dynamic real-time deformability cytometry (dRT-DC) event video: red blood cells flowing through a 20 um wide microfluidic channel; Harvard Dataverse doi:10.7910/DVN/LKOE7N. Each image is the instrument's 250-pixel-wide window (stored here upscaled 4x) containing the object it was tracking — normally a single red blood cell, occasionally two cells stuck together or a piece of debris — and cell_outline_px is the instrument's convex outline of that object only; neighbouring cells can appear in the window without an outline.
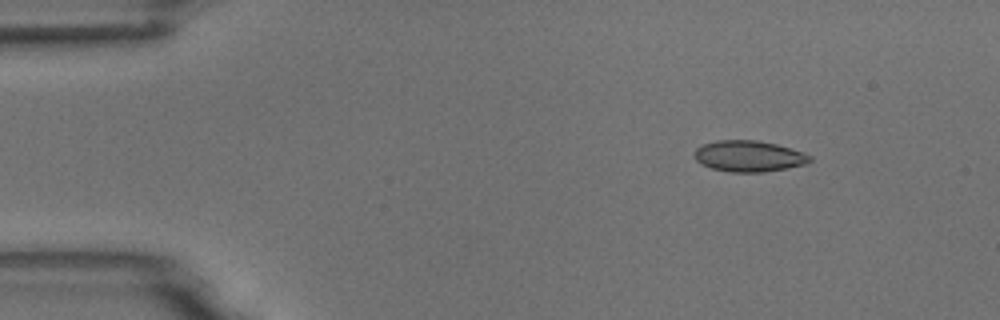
{"species": "common noctule bat (a hibernating species)", "species_latin": "Nyctalus noctula", "temperature_condition": "room temperature", "stored_images_in_passage": 6, "camera_frame_rate_fps": 3000, "um_per_image_px": 0.085, "animal": {"sex": "male", "body_mass_g": 18.8}, "frame": {"image": 1, "passage_image": 2, "time_ms": 1.0, "image_size_px": [1000, 320], "cell_outline_px": [[812, 160], [804, 164], [764, 172], [728, 172], [712, 168], [700, 164], [692, 156], [696, 148], [704, 144], [716, 140], [756, 140], [776, 144], [804, 152], [812, 156]], "centroid_in_image_um": [63.61, 13.27], "position_along_channel_um": 21.4, "area_um2": 20.98}}
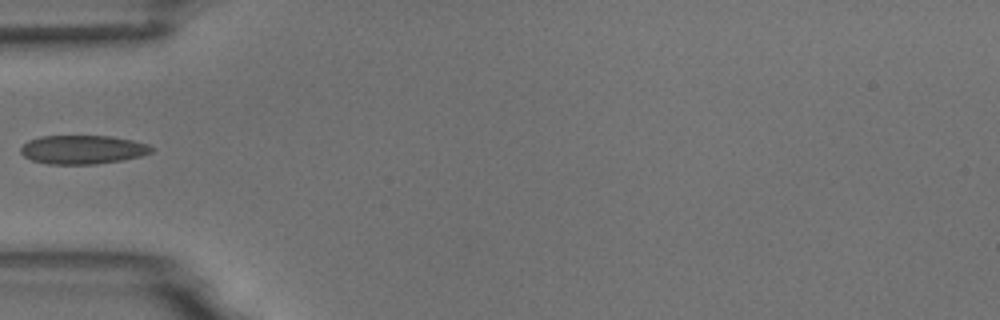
{"frame": {"image": 2, "passage_image": 5, "time_ms": 4.667, "image_size_px": [1000, 320], "cell_outline_px": [[156, 148], [152, 152], [140, 156], [124, 160], [96, 164], [48, 164], [32, 160], [24, 156], [20, 152], [20, 148], [28, 140], [40, 136], [112, 136], [132, 140], [148, 144]], "centroid_in_image_um": [7.05, 12.71], "position_along_channel_um": 78.0, "area_um2": 22.08}}